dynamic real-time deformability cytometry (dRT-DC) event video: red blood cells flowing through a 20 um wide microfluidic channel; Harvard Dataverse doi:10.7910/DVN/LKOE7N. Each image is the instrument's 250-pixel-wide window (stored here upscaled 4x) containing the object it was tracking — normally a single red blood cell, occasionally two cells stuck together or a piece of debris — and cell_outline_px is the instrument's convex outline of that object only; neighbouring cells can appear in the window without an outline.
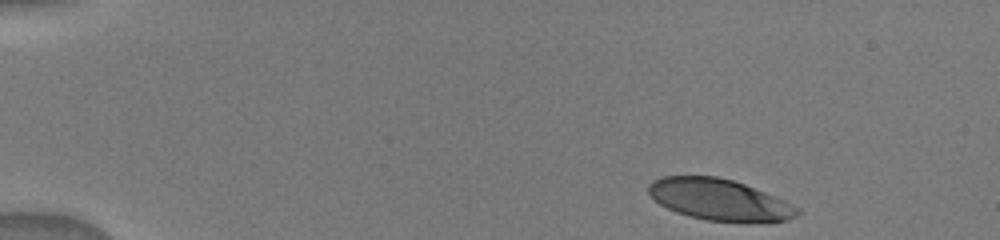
{"species": "human", "species_latin": "Homo sapiens", "temperature_condition": "warm", "stored_images_in_passage": 45, "camera_frame_rate_fps": 3000, "um_per_image_px": 0.085, "donor": {"sex": "male"}, "frame": {"image": 1, "passage_image": 1, "time_ms": 0.0, "image_size_px": [1000, 240], "cell_outline_px": [[800, 212], [796, 216], [788, 220], [768, 224], [744, 224], [704, 220], [688, 216], [676, 212], [660, 204], [648, 192], [648, 184], [652, 180], [664, 176], [716, 176], [732, 180], [744, 184], [784, 200], [800, 208]], "centroid_in_image_um": [61.21, 17.02], "position_along_channel_um": 23.8, "area_um2": 36.59}}
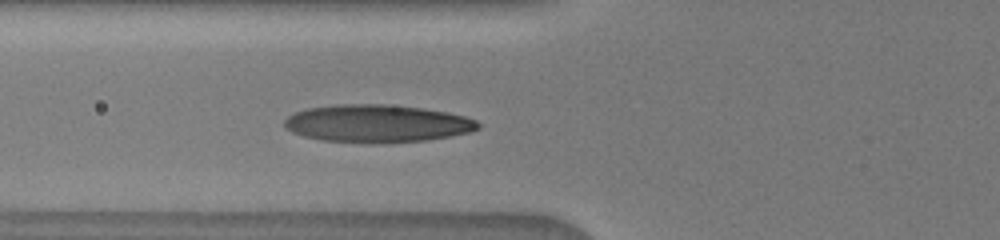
{"frame": {"image": 2, "passage_image": 10, "time_ms": 4.333, "image_size_px": [1000, 240], "cell_outline_px": [[480, 128], [468, 132], [452, 136], [424, 140], [320, 140], [304, 136], [292, 132], [284, 128], [284, 120], [288, 116], [296, 112], [308, 108], [340, 104], [384, 104], [420, 108], [448, 112], [464, 116], [476, 120], [480, 124]], "centroid_in_image_um": [32.05, 10.45], "position_along_channel_um": 93.8, "area_um2": 41.1}}
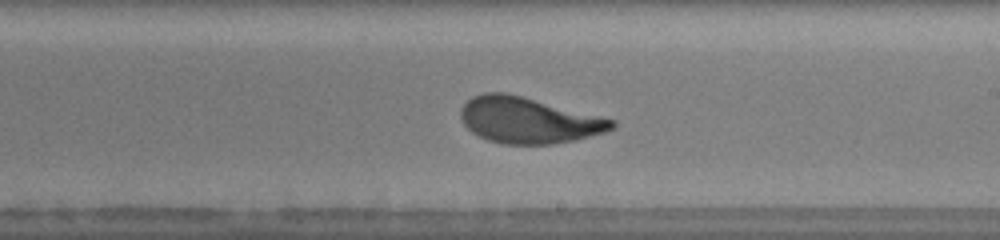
{"frame": {"image": 3, "passage_image": 30, "time_ms": 8.0, "image_size_px": [1000, 240], "cell_outline_px": [[616, 128], [604, 132], [576, 140], [552, 144], [504, 144], [488, 140], [472, 132], [464, 124], [460, 116], [460, 108], [472, 96], [484, 92], [504, 92], [616, 120]], "centroid_in_image_um": [44.91, 10.22], "position_along_channel_um": 244.1, "area_um2": 40.29}}